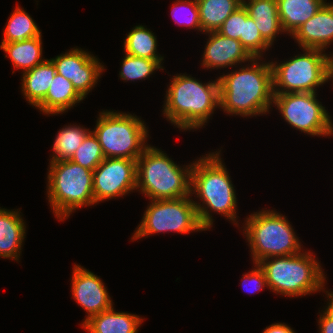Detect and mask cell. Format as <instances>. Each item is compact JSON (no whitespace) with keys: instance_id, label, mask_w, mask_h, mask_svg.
<instances>
[{"instance_id":"6da1fadb","label":"cell","mask_w":333,"mask_h":333,"mask_svg":"<svg viewBox=\"0 0 333 333\" xmlns=\"http://www.w3.org/2000/svg\"><path fill=\"white\" fill-rule=\"evenodd\" d=\"M261 61L253 58L250 65L218 77L224 112L242 117L269 113L274 98L272 66L270 61Z\"/></svg>"},{"instance_id":"7a4b0ae2","label":"cell","mask_w":333,"mask_h":333,"mask_svg":"<svg viewBox=\"0 0 333 333\" xmlns=\"http://www.w3.org/2000/svg\"><path fill=\"white\" fill-rule=\"evenodd\" d=\"M216 152L193 161L191 171V194L195 193L200 201H193V204L196 206L199 222L206 231L213 226L210 214L212 211L227 217L233 224L236 222V226L239 225L236 216V191L220 157L221 150Z\"/></svg>"},{"instance_id":"3957f363","label":"cell","mask_w":333,"mask_h":333,"mask_svg":"<svg viewBox=\"0 0 333 333\" xmlns=\"http://www.w3.org/2000/svg\"><path fill=\"white\" fill-rule=\"evenodd\" d=\"M170 80L163 105V116L180 130L202 128L216 108L220 109L218 78L208 83L176 74Z\"/></svg>"},{"instance_id":"277c9868","label":"cell","mask_w":333,"mask_h":333,"mask_svg":"<svg viewBox=\"0 0 333 333\" xmlns=\"http://www.w3.org/2000/svg\"><path fill=\"white\" fill-rule=\"evenodd\" d=\"M189 165H177L159 148L149 145L136 161V191L149 200L176 199L191 194V171Z\"/></svg>"},{"instance_id":"5b68a950","label":"cell","mask_w":333,"mask_h":333,"mask_svg":"<svg viewBox=\"0 0 333 333\" xmlns=\"http://www.w3.org/2000/svg\"><path fill=\"white\" fill-rule=\"evenodd\" d=\"M267 285L272 292L287 297L310 295L323 291L326 275L312 252L302 251L290 256L261 260Z\"/></svg>"},{"instance_id":"8992f818","label":"cell","mask_w":333,"mask_h":333,"mask_svg":"<svg viewBox=\"0 0 333 333\" xmlns=\"http://www.w3.org/2000/svg\"><path fill=\"white\" fill-rule=\"evenodd\" d=\"M248 216L242 230L251 249L253 264L266 258L290 256L303 251L290 221L281 213L265 209Z\"/></svg>"},{"instance_id":"52a82bcc","label":"cell","mask_w":333,"mask_h":333,"mask_svg":"<svg viewBox=\"0 0 333 333\" xmlns=\"http://www.w3.org/2000/svg\"><path fill=\"white\" fill-rule=\"evenodd\" d=\"M47 175V197L54 215L60 221L75 210L95 205L93 171L71 160L50 162Z\"/></svg>"},{"instance_id":"ba28073f","label":"cell","mask_w":333,"mask_h":333,"mask_svg":"<svg viewBox=\"0 0 333 333\" xmlns=\"http://www.w3.org/2000/svg\"><path fill=\"white\" fill-rule=\"evenodd\" d=\"M92 131L97 137L105 158L136 160L149 146L146 123L125 112L102 111Z\"/></svg>"},{"instance_id":"9c48e42d","label":"cell","mask_w":333,"mask_h":333,"mask_svg":"<svg viewBox=\"0 0 333 333\" xmlns=\"http://www.w3.org/2000/svg\"><path fill=\"white\" fill-rule=\"evenodd\" d=\"M303 52L283 63L270 62L274 94L317 93V87L330 80L329 54L309 48Z\"/></svg>"},{"instance_id":"30bf717a","label":"cell","mask_w":333,"mask_h":333,"mask_svg":"<svg viewBox=\"0 0 333 333\" xmlns=\"http://www.w3.org/2000/svg\"><path fill=\"white\" fill-rule=\"evenodd\" d=\"M191 198L186 196L176 199L150 200L131 240L169 231L180 234L206 231L199 222L196 206Z\"/></svg>"},{"instance_id":"8fae6325","label":"cell","mask_w":333,"mask_h":333,"mask_svg":"<svg viewBox=\"0 0 333 333\" xmlns=\"http://www.w3.org/2000/svg\"><path fill=\"white\" fill-rule=\"evenodd\" d=\"M316 93L274 94L273 105L296 130L311 136L333 135L331 116Z\"/></svg>"},{"instance_id":"7c38bea8","label":"cell","mask_w":333,"mask_h":333,"mask_svg":"<svg viewBox=\"0 0 333 333\" xmlns=\"http://www.w3.org/2000/svg\"><path fill=\"white\" fill-rule=\"evenodd\" d=\"M95 204L125 196L137 187L136 160L104 158L93 171Z\"/></svg>"},{"instance_id":"4fadbf2b","label":"cell","mask_w":333,"mask_h":333,"mask_svg":"<svg viewBox=\"0 0 333 333\" xmlns=\"http://www.w3.org/2000/svg\"><path fill=\"white\" fill-rule=\"evenodd\" d=\"M51 61L56 67V73L71 81L84 99L94 89L105 70L96 56L77 47L51 58Z\"/></svg>"},{"instance_id":"5bb4252c","label":"cell","mask_w":333,"mask_h":333,"mask_svg":"<svg viewBox=\"0 0 333 333\" xmlns=\"http://www.w3.org/2000/svg\"><path fill=\"white\" fill-rule=\"evenodd\" d=\"M71 277V293L78 305L86 311L83 325L92 316L113 307V301L106 286L98 275L80 265H74Z\"/></svg>"},{"instance_id":"9a60e30c","label":"cell","mask_w":333,"mask_h":333,"mask_svg":"<svg viewBox=\"0 0 333 333\" xmlns=\"http://www.w3.org/2000/svg\"><path fill=\"white\" fill-rule=\"evenodd\" d=\"M209 36L205 45L201 65L208 69L233 67L250 62L254 57L239 40L228 38L217 31L204 33Z\"/></svg>"},{"instance_id":"2e32d148","label":"cell","mask_w":333,"mask_h":333,"mask_svg":"<svg viewBox=\"0 0 333 333\" xmlns=\"http://www.w3.org/2000/svg\"><path fill=\"white\" fill-rule=\"evenodd\" d=\"M302 49L325 51L333 42V3H325L291 36Z\"/></svg>"},{"instance_id":"e0dca14e","label":"cell","mask_w":333,"mask_h":333,"mask_svg":"<svg viewBox=\"0 0 333 333\" xmlns=\"http://www.w3.org/2000/svg\"><path fill=\"white\" fill-rule=\"evenodd\" d=\"M19 210V211H18ZM20 209L0 207V257L18 261L26 238V225Z\"/></svg>"},{"instance_id":"ac0fdd59","label":"cell","mask_w":333,"mask_h":333,"mask_svg":"<svg viewBox=\"0 0 333 333\" xmlns=\"http://www.w3.org/2000/svg\"><path fill=\"white\" fill-rule=\"evenodd\" d=\"M242 4L248 15L254 19L262 38L272 47L279 33H284L277 0H242Z\"/></svg>"},{"instance_id":"d6986e66","label":"cell","mask_w":333,"mask_h":333,"mask_svg":"<svg viewBox=\"0 0 333 333\" xmlns=\"http://www.w3.org/2000/svg\"><path fill=\"white\" fill-rule=\"evenodd\" d=\"M144 318L114 308L92 316L81 327L88 333H137Z\"/></svg>"},{"instance_id":"ffe728a7","label":"cell","mask_w":333,"mask_h":333,"mask_svg":"<svg viewBox=\"0 0 333 333\" xmlns=\"http://www.w3.org/2000/svg\"><path fill=\"white\" fill-rule=\"evenodd\" d=\"M83 100L71 81L56 73L44 100L36 108L48 116L63 114Z\"/></svg>"},{"instance_id":"44dd1931","label":"cell","mask_w":333,"mask_h":333,"mask_svg":"<svg viewBox=\"0 0 333 333\" xmlns=\"http://www.w3.org/2000/svg\"><path fill=\"white\" fill-rule=\"evenodd\" d=\"M22 73V94L26 101L36 108L48 92L56 75V67L51 59H45L42 63Z\"/></svg>"},{"instance_id":"7402d4cb","label":"cell","mask_w":333,"mask_h":333,"mask_svg":"<svg viewBox=\"0 0 333 333\" xmlns=\"http://www.w3.org/2000/svg\"><path fill=\"white\" fill-rule=\"evenodd\" d=\"M326 3V0H277L283 31L292 36L295 31Z\"/></svg>"},{"instance_id":"603a6c76","label":"cell","mask_w":333,"mask_h":333,"mask_svg":"<svg viewBox=\"0 0 333 333\" xmlns=\"http://www.w3.org/2000/svg\"><path fill=\"white\" fill-rule=\"evenodd\" d=\"M0 48L7 54L5 58L9 56L13 67L23 70L22 72L45 60L42 58V35L17 42L1 43Z\"/></svg>"},{"instance_id":"cb8c5ba5","label":"cell","mask_w":333,"mask_h":333,"mask_svg":"<svg viewBox=\"0 0 333 333\" xmlns=\"http://www.w3.org/2000/svg\"><path fill=\"white\" fill-rule=\"evenodd\" d=\"M203 33L217 31L223 22L242 5V0H197Z\"/></svg>"},{"instance_id":"d4e9b609","label":"cell","mask_w":333,"mask_h":333,"mask_svg":"<svg viewBox=\"0 0 333 333\" xmlns=\"http://www.w3.org/2000/svg\"><path fill=\"white\" fill-rule=\"evenodd\" d=\"M124 52L131 56L164 60L157 52V38L154 33L143 25L135 26L124 40Z\"/></svg>"},{"instance_id":"484cf974","label":"cell","mask_w":333,"mask_h":333,"mask_svg":"<svg viewBox=\"0 0 333 333\" xmlns=\"http://www.w3.org/2000/svg\"><path fill=\"white\" fill-rule=\"evenodd\" d=\"M90 132L91 130L80 125L64 126L55 137L50 162L70 160Z\"/></svg>"},{"instance_id":"4316f807","label":"cell","mask_w":333,"mask_h":333,"mask_svg":"<svg viewBox=\"0 0 333 333\" xmlns=\"http://www.w3.org/2000/svg\"><path fill=\"white\" fill-rule=\"evenodd\" d=\"M3 31L1 43L17 42L42 35L30 14L19 5L11 13Z\"/></svg>"},{"instance_id":"83f0119b","label":"cell","mask_w":333,"mask_h":333,"mask_svg":"<svg viewBox=\"0 0 333 333\" xmlns=\"http://www.w3.org/2000/svg\"><path fill=\"white\" fill-rule=\"evenodd\" d=\"M162 61L163 60L135 57L125 53L119 71V77L126 82L149 78L155 70L164 69Z\"/></svg>"},{"instance_id":"f1b7e54d","label":"cell","mask_w":333,"mask_h":333,"mask_svg":"<svg viewBox=\"0 0 333 333\" xmlns=\"http://www.w3.org/2000/svg\"><path fill=\"white\" fill-rule=\"evenodd\" d=\"M104 158L105 156L101 145L97 137L91 131L82 141V144L77 148L70 160L82 167L94 171Z\"/></svg>"},{"instance_id":"f546056e","label":"cell","mask_w":333,"mask_h":333,"mask_svg":"<svg viewBox=\"0 0 333 333\" xmlns=\"http://www.w3.org/2000/svg\"><path fill=\"white\" fill-rule=\"evenodd\" d=\"M239 41L254 58H262L263 52L266 53L271 46L262 38L255 21L248 15L245 9V29L244 38Z\"/></svg>"},{"instance_id":"4dcf8cb0","label":"cell","mask_w":333,"mask_h":333,"mask_svg":"<svg viewBox=\"0 0 333 333\" xmlns=\"http://www.w3.org/2000/svg\"><path fill=\"white\" fill-rule=\"evenodd\" d=\"M171 9L175 23L202 31L197 0H176Z\"/></svg>"},{"instance_id":"1f68e13d","label":"cell","mask_w":333,"mask_h":333,"mask_svg":"<svg viewBox=\"0 0 333 333\" xmlns=\"http://www.w3.org/2000/svg\"><path fill=\"white\" fill-rule=\"evenodd\" d=\"M245 29V7L243 4L236 9L217 30L221 35L239 40L244 38Z\"/></svg>"},{"instance_id":"d6a6232c","label":"cell","mask_w":333,"mask_h":333,"mask_svg":"<svg viewBox=\"0 0 333 333\" xmlns=\"http://www.w3.org/2000/svg\"><path fill=\"white\" fill-rule=\"evenodd\" d=\"M255 268L250 272L243 274L242 284L241 286L246 288L245 291L249 293L260 292L264 289V287L268 288L267 280L263 269L259 266V264L255 263ZM252 283V284H251ZM249 284H251V288L248 289ZM249 286V287H250ZM254 286V287H253Z\"/></svg>"},{"instance_id":"836d02e7","label":"cell","mask_w":333,"mask_h":333,"mask_svg":"<svg viewBox=\"0 0 333 333\" xmlns=\"http://www.w3.org/2000/svg\"><path fill=\"white\" fill-rule=\"evenodd\" d=\"M320 313V317L318 320L319 325V333H333V320L330 319L324 312Z\"/></svg>"},{"instance_id":"e575fe53","label":"cell","mask_w":333,"mask_h":333,"mask_svg":"<svg viewBox=\"0 0 333 333\" xmlns=\"http://www.w3.org/2000/svg\"><path fill=\"white\" fill-rule=\"evenodd\" d=\"M262 333H296L291 327L285 323H274L266 326Z\"/></svg>"},{"instance_id":"d590c367","label":"cell","mask_w":333,"mask_h":333,"mask_svg":"<svg viewBox=\"0 0 333 333\" xmlns=\"http://www.w3.org/2000/svg\"><path fill=\"white\" fill-rule=\"evenodd\" d=\"M323 292L326 293L328 303L326 304L327 306H325L326 309L321 312H324L330 319L333 320V292H329L328 290L325 291V288L323 289Z\"/></svg>"},{"instance_id":"8d00e7d4","label":"cell","mask_w":333,"mask_h":333,"mask_svg":"<svg viewBox=\"0 0 333 333\" xmlns=\"http://www.w3.org/2000/svg\"><path fill=\"white\" fill-rule=\"evenodd\" d=\"M329 79H333V53L329 52ZM333 81V80H332Z\"/></svg>"}]
</instances>
